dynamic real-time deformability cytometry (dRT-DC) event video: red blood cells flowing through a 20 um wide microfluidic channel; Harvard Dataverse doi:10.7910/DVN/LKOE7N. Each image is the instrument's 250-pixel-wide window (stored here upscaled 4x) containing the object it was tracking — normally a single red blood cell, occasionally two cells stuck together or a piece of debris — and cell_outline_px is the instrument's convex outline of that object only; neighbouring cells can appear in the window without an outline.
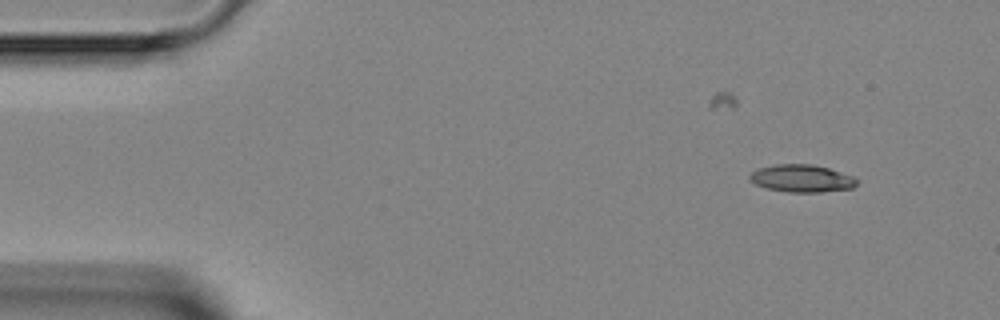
{"species": "Egyptian fruit bat (a non-hibernating species)", "species_latin": "Rousettus aegyptiacus", "temperature_condition": "room temperature", "stored_images_in_passage": 4, "camera_frame_rate_fps": 3000, "um_per_image_px": 0.085, "animal": {"sex": "female"}, "frame": {"image": 1, "passage_image": 1, "time_ms": 0.0, "image_size_px": [1000, 320], "cell_outline_px": [[856, 184], [852, 188], [820, 192], [788, 192], [768, 188], [756, 184], [748, 180], [748, 176], [752, 172], [760, 168], [776, 164], [812, 164], [828, 168], [852, 176], [856, 180]], "centroid_in_image_um": [68.12, 15.16], "position_along_channel_um": 16.9, "area_um2": 16.94}}
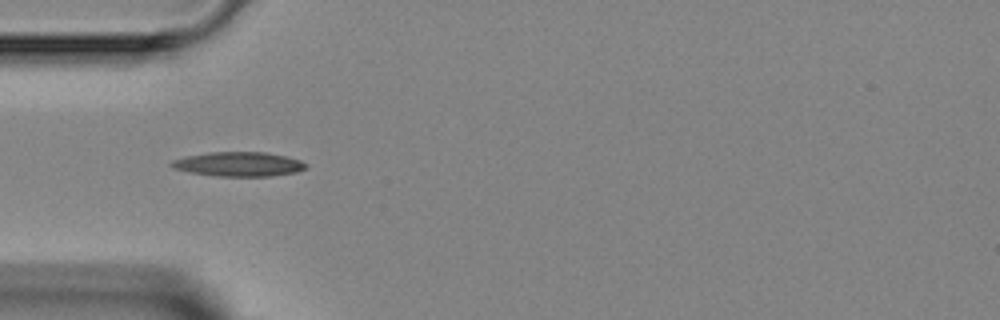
{"frame": {"image": 2, "passage_image": 4, "time_ms": 3.333, "image_size_px": [1000, 320], "cell_outline_px": [[308, 168], [296, 172], [272, 176], [216, 176], [192, 172], [172, 168], [168, 164], [172, 160], [184, 156], [208, 152], [264, 152], [288, 156], [300, 160], [308, 164]], "centroid_in_image_um": [20.3, 13.94], "position_along_channel_um": 64.7, "area_um2": 19.31}}